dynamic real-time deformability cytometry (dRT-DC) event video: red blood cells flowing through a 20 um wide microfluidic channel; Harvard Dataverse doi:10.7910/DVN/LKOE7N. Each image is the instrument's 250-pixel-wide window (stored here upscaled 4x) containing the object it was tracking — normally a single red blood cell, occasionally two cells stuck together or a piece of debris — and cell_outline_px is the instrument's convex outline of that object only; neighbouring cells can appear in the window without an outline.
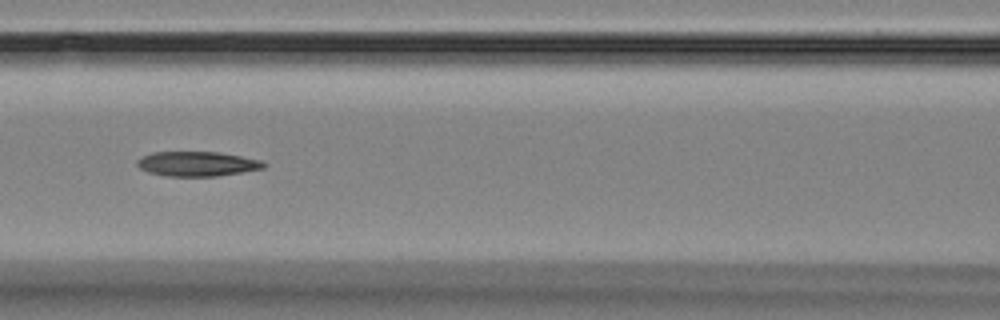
{"species": "Egyptian fruit bat (a non-hibernating species)", "species_latin": "Rousettus aegyptiacus", "temperature_condition": "room temperature", "stored_images_in_passage": 5, "camera_frame_rate_fps": 3000, "um_per_image_px": 0.085, "animal": {"sex": "female"}, "frame": {"image": 1, "passage_image": 3, "time_ms": 2.333, "image_size_px": [1000, 320], "cell_outline_px": [[268, 164], [264, 168], [220, 176], [168, 176], [148, 172], [140, 168], [136, 164], [136, 160], [140, 156], [152, 152], [216, 152], [264, 160]], "centroid_in_image_um": [16.77, 13.92], "position_along_channel_um": 149.8, "area_um2": 18.38}}
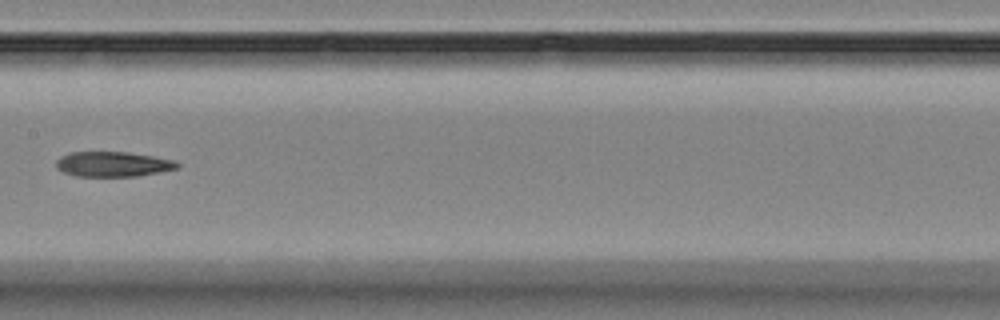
{"frame": {"image": 2, "passage_image": 4, "time_ms": 3.667, "image_size_px": [1000, 320], "cell_outline_px": [[180, 168], [140, 176], [76, 176], [64, 172], [56, 168], [56, 160], [60, 156], [72, 152], [128, 152], [176, 160], [180, 164]], "centroid_in_image_um": [9.63, 13.95], "position_along_channel_um": 197.8, "area_um2": 17.8}}
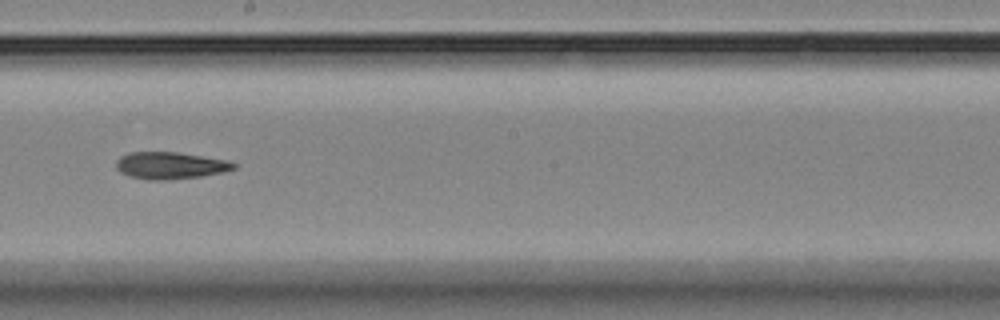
{"frame": {"image": 3, "passage_image": 5, "time_ms": 4.667, "image_size_px": [1000, 320], "cell_outline_px": [[236, 168], [224, 172], [200, 176], [164, 180], [148, 180], [128, 176], [120, 172], [116, 168], [116, 160], [120, 156], [132, 152], [176, 152], [228, 160], [236, 164]], "centroid_in_image_um": [14.45, 14.07], "position_along_channel_um": 233.7, "area_um2": 18.5}}